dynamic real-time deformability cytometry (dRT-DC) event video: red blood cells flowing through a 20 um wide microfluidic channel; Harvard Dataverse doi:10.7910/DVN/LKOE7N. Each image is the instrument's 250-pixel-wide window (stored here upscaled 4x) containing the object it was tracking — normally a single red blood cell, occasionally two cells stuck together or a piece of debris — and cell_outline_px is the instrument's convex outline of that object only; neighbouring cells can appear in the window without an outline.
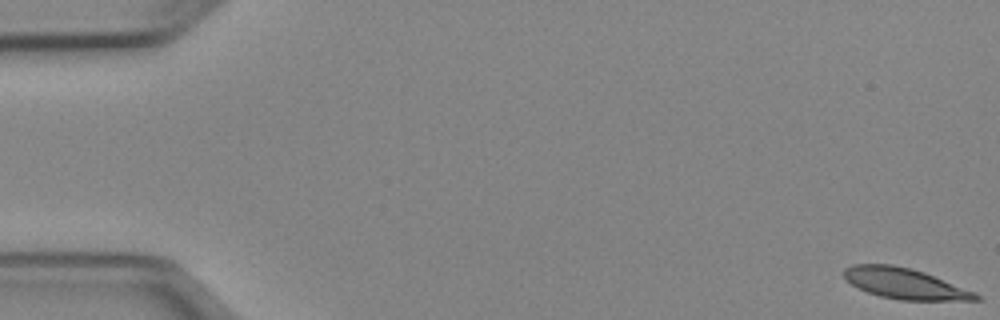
{"species": "Egyptian fruit bat (a non-hibernating species)", "species_latin": "Rousettus aegyptiacus", "temperature_condition": "cold", "stored_images_in_passage": 52, "camera_frame_rate_fps": 3000, "um_per_image_px": 0.085, "animal": {"sex": "female"}, "frame": {"image": 1, "passage_image": 1, "time_ms": 0.0, "image_size_px": [1000, 320], "cell_outline_px": [[980, 300], [900, 300], [880, 296], [868, 292], [844, 280], [844, 268], [852, 264], [892, 264], [912, 268], [924, 272], [976, 292], [980, 296]], "centroid_in_image_um": [76.9, 24.09], "position_along_channel_um": 8.1, "area_um2": 23.58}}
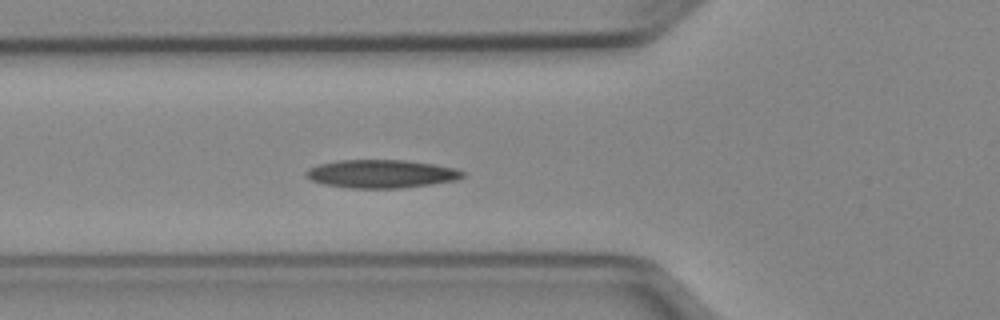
{"frame": {"image": 2, "passage_image": 19, "time_ms": 6.0, "image_size_px": [1000, 320], "cell_outline_px": [[464, 176], [456, 180], [400, 188], [348, 188], [324, 184], [312, 180], [304, 176], [304, 172], [308, 168], [316, 164], [336, 160], [404, 160], [432, 164], [452, 168], [464, 172]], "centroid_in_image_um": [32.31, 14.77], "position_along_channel_um": 93.5, "area_um2": 25.66}}
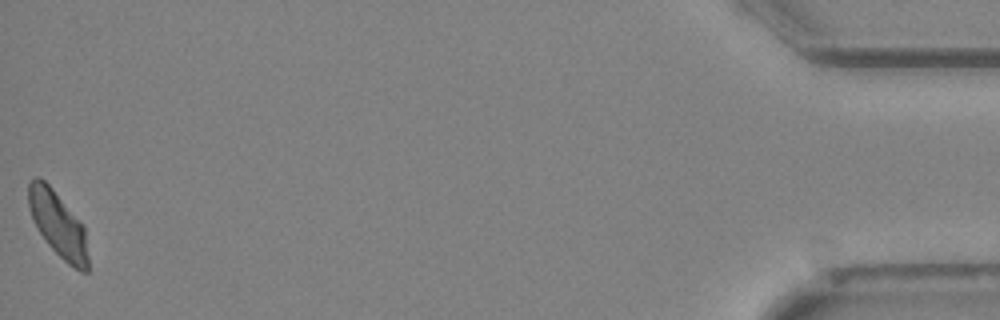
{"frame": {"image": 3, "passage_image": 52, "time_ms": 17.0, "image_size_px": [1000, 320], "cell_outline_px": [[88, 272], [80, 272], [68, 264], [48, 244], [40, 232], [28, 208], [28, 184], [36, 176], [40, 176], [52, 188], [84, 224], [88, 256]], "centroid_in_image_um": [4.95, 19.06], "position_along_channel_um": 430.2, "area_um2": 22.66}, "authors_computed_cell_mechanics": {"area_um2": 24.1315, "velocity_mm_per_s": 3.924, "shape_relaxation_time_tau1_ms": 10.6424, "shape_relaxation_time_tau2_ms": 8.7332, "deformation_change_tau1": 0.2132, "deformation_change_tau2": 0.1468}}